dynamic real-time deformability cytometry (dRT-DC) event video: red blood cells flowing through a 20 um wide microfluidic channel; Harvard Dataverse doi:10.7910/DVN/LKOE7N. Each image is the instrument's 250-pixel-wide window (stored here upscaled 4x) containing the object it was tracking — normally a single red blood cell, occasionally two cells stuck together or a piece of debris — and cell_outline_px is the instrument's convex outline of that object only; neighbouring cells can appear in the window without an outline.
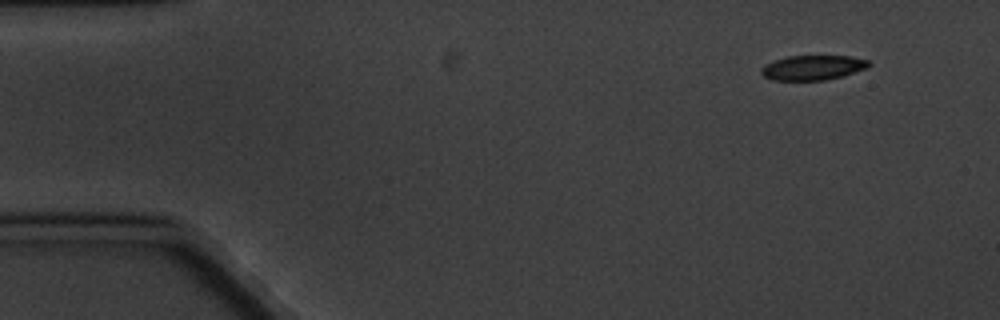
{"species": "common noctule bat (a hibernating species)", "species_latin": "Nyctalus noctula", "temperature_condition": "cold", "stored_images_in_passage": 6, "segment_of_instrument_passage": [2, 2], "camera_frame_rate_fps": 3000, "um_per_image_px": 0.085, "animal": {"sex": "male", "body_mass_g": 20.1, "forearm_length_mm": 53.5}, "frame": {"image": 1, "passage_image": 6, "time_ms": 6.0, "image_size_px": [1000, 320], "cell_outline_px": [[872, 64], [868, 68], [844, 76], [824, 80], [772, 80], [764, 76], [760, 72], [760, 68], [764, 64], [772, 60], [788, 56], [848, 56], [868, 60]], "centroid_in_image_um": [69.08, 5.75], "position_along_channel_um": 15.9, "area_um2": 15.72}}